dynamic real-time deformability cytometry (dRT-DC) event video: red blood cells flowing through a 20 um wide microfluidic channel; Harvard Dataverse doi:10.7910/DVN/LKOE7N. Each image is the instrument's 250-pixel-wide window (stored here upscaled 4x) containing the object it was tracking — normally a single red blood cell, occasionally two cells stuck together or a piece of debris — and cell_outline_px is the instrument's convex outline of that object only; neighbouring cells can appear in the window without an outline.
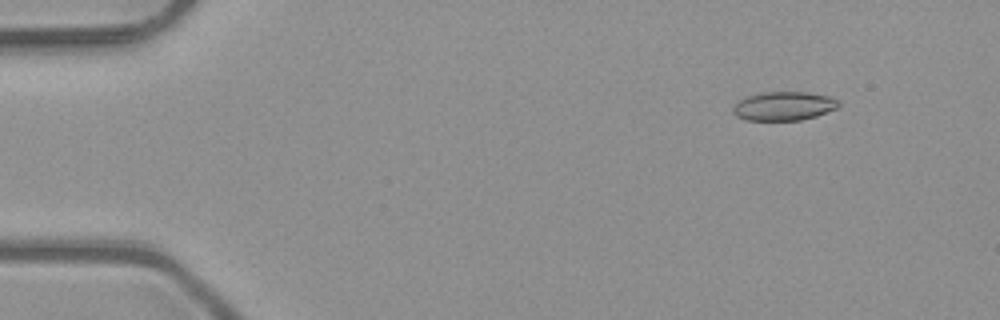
{"species": "common noctule bat (a hibernating species)", "species_latin": "Nyctalus noctula", "temperature_condition": "room temperature", "stored_images_in_passage": 4, "camera_frame_rate_fps": 3000, "um_per_image_px": 0.085, "animal": {"sex": "male", "body_mass_g": 23.1, "forearm_length_mm": 52.7}, "frame": {"image": 1, "passage_image": 1, "time_ms": 0.0, "image_size_px": [1000, 320], "cell_outline_px": [[840, 104], [836, 108], [816, 116], [800, 120], [744, 120], [736, 116], [732, 112], [732, 108], [740, 100], [748, 96], [764, 92], [808, 92], [832, 96], [840, 100]], "centroid_in_image_um": [66.65, 9.01], "position_along_channel_um": 18.4, "area_um2": 17.8}}
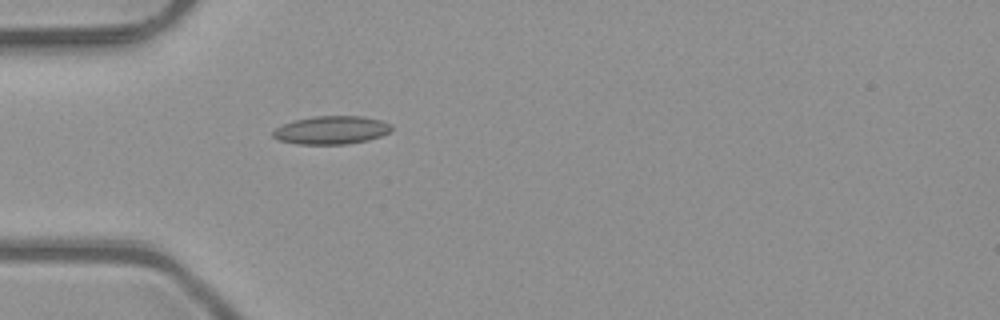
{"frame": {"image": 2, "passage_image": 4, "time_ms": 1.0, "image_size_px": [1000, 320], "cell_outline_px": [[392, 132], [368, 140], [348, 144], [296, 144], [280, 140], [272, 136], [272, 132], [276, 128], [284, 124], [296, 120], [316, 116], [364, 116], [380, 120], [392, 124]], "centroid_in_image_um": [28.21, 11.06], "position_along_channel_um": 56.8, "area_um2": 19.48}}